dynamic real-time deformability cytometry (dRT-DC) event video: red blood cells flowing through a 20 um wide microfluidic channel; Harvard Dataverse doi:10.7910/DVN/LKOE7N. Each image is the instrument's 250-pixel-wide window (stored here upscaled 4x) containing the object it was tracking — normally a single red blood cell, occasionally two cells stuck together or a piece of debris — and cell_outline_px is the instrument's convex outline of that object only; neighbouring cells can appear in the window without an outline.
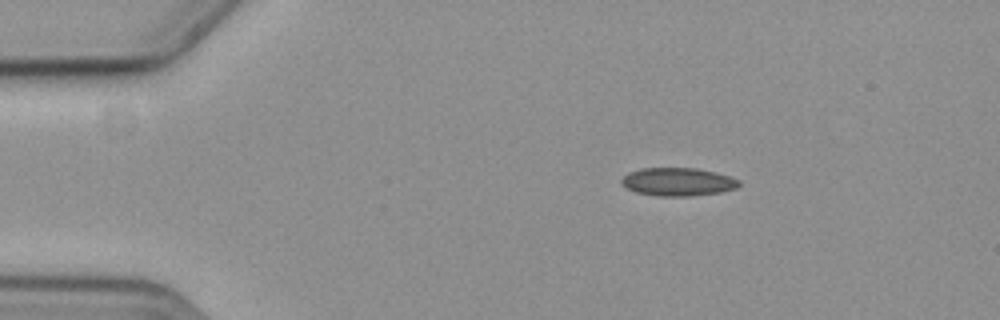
{"species": "common noctule bat (a hibernating species)", "species_latin": "Nyctalus noctula", "temperature_condition": "cold", "stored_images_in_passage": 42, "camera_frame_rate_fps": 3000, "um_per_image_px": 0.085, "animal": {"sex": "female", "body_mass_g": 19.3, "forearm_length_mm": 54.1}, "frame": {"image": 1, "passage_image": 1, "time_ms": 0.0, "image_size_px": [1000, 320], "cell_outline_px": [[740, 184], [736, 188], [720, 192], [688, 196], [660, 196], [636, 192], [620, 184], [620, 180], [628, 172], [644, 168], [696, 168], [716, 172], [740, 180]], "centroid_in_image_um": [57.61, 15.45], "position_along_channel_um": 27.4, "area_um2": 19.19}}
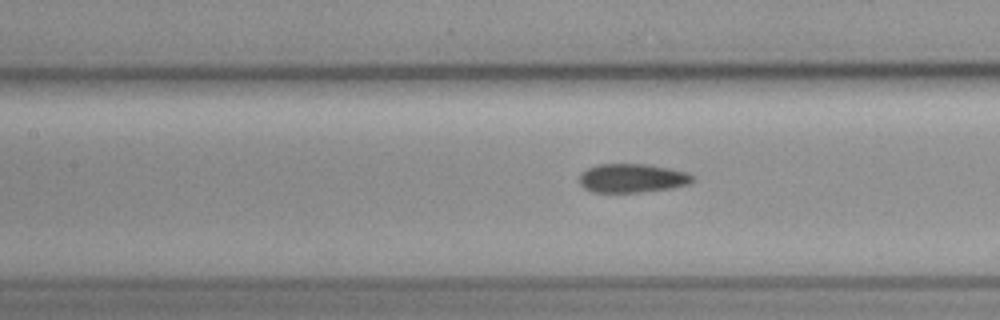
{"frame": {"image": 2, "passage_image": 17, "time_ms": 5.333, "image_size_px": [1000, 320], "cell_outline_px": [[696, 176], [688, 184], [672, 188], [636, 192], [592, 192], [584, 188], [580, 184], [580, 176], [588, 168], [596, 164], [652, 164], [688, 172]], "centroid_in_image_um": [53.77, 15.13], "position_along_channel_um": 153.6, "area_um2": 19.07}}
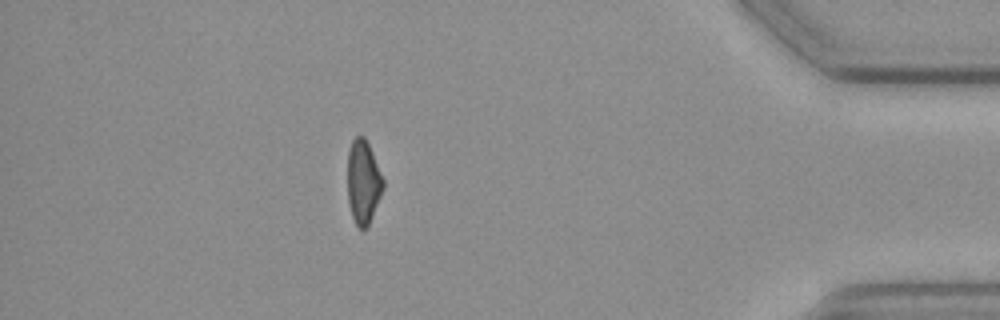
{"frame": {"image": 3, "passage_image": 42, "time_ms": 13.667, "image_size_px": [1000, 320], "cell_outline_px": [[384, 188], [368, 224], [364, 232], [360, 232], [356, 228], [352, 216], [348, 200], [348, 152], [352, 140], [356, 136], [364, 136], [372, 152], [384, 180]], "centroid_in_image_um": [30.87, 15.51], "position_along_channel_um": 404.3, "area_um2": 17.4}, "authors_computed_cell_mechanics": {"area_um2": 19.1896, "velocity_mm_per_s": 3.5955, "shape_relaxation_time_tau1_ms": null, "shape_relaxation_time_tau2_ms": 3.0454, "deformation_change_tau1": null, "deformation_change_tau2": 0.0769}}